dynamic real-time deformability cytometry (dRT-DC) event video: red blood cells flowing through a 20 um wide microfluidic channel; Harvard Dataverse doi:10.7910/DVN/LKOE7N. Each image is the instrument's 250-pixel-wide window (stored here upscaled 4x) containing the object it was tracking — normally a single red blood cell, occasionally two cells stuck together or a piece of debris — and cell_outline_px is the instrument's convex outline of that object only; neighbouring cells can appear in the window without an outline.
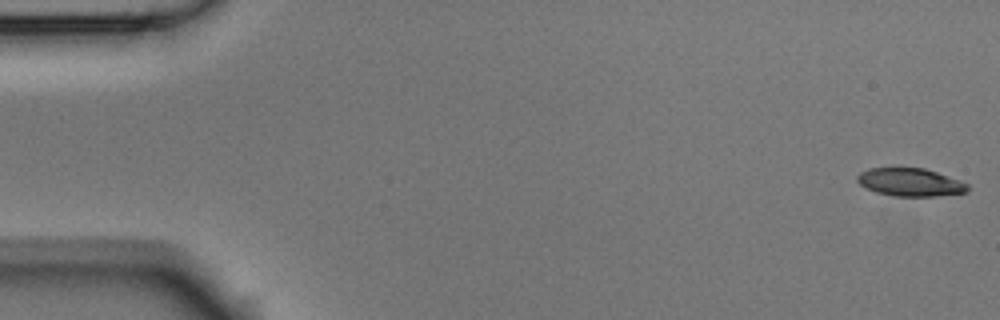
{"species": "Egyptian fruit bat (a non-hibernating species)", "species_latin": "Rousettus aegyptiacus", "temperature_condition": "room temperature", "stored_images_in_passage": 6, "segment_of_instrument_passage": [1, 2], "camera_frame_rate_fps": 3000, "um_per_image_px": 0.085, "animal": {"sex": "male"}, "frame": {"image": 1, "passage_image": 1, "time_ms": 0.0, "image_size_px": [1000, 320], "cell_outline_px": [[968, 192], [936, 196], [896, 196], [876, 192], [860, 184], [856, 180], [856, 176], [860, 172], [868, 168], [924, 168], [960, 180], [968, 184]], "centroid_in_image_um": [77.37, 15.49], "position_along_channel_um": 7.6, "area_um2": 17.92}}